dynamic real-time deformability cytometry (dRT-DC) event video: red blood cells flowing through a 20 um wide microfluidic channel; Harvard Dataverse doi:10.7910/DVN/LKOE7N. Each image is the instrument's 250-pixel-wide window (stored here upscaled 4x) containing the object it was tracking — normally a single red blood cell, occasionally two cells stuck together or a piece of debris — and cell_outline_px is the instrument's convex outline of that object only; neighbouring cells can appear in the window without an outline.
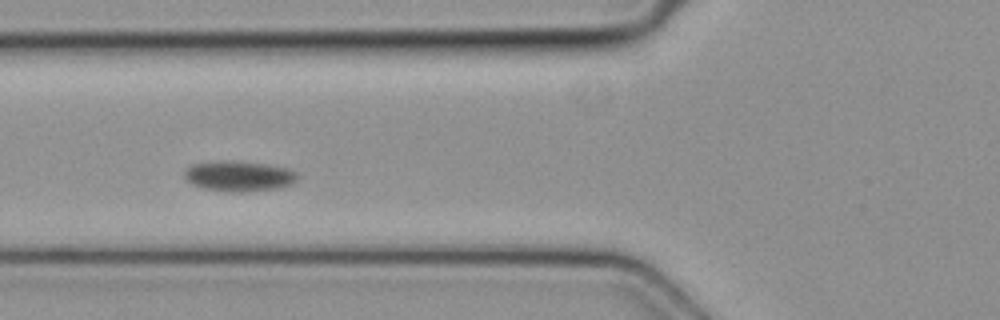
{"species": "common noctule bat (a hibernating species)", "species_latin": "Nyctalus noctula", "temperature_condition": "cold", "stored_images_in_passage": 8, "camera_frame_rate_fps": 3000, "um_per_image_px": 0.085, "animal": {"sex": "female", "body_mass_g": 19.3, "forearm_length_mm": 54.1}, "frame": {"image": 1, "passage_image": 7, "time_ms": 2.0, "image_size_px": [1000, 320], "cell_outline_px": [[300, 176], [292, 184], [276, 188], [244, 192], [228, 192], [204, 188], [192, 184], [184, 180], [184, 168], [192, 164], [224, 160], [228, 160], [268, 164], [288, 168], [296, 172]], "centroid_in_image_um": [20.29, 14.96], "position_along_channel_um": 105.5, "area_um2": 20.29}}
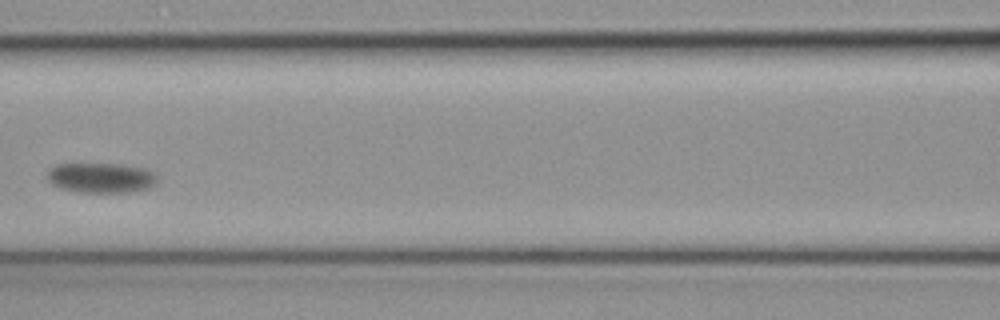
{"frame": {"image": 2, "passage_image": 8, "time_ms": 2.333, "image_size_px": [1000, 320], "cell_outline_px": [[160, 180], [156, 184], [148, 188], [128, 192], [76, 192], [60, 188], [52, 184], [48, 180], [48, 168], [56, 164], [120, 164], [144, 168], [152, 172]], "centroid_in_image_um": [8.58, 15.11], "position_along_channel_um": 158.0, "area_um2": 19.36}}